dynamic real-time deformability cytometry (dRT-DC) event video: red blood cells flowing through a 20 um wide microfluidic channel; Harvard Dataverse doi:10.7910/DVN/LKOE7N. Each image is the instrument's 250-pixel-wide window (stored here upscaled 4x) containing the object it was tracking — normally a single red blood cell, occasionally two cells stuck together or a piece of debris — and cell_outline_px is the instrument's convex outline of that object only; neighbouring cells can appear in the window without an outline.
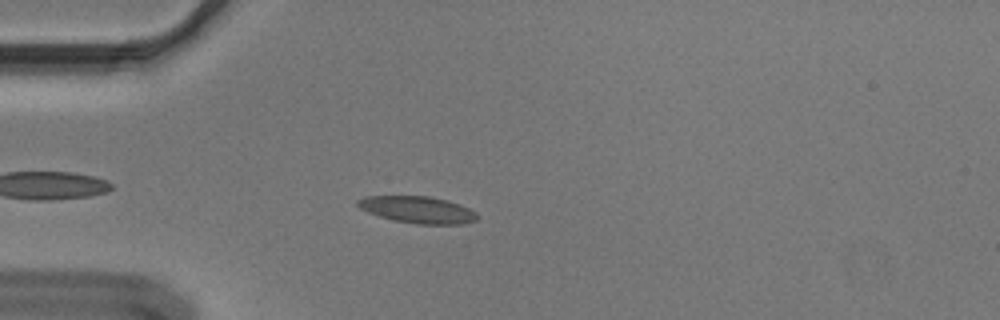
{"species": "Egyptian fruit bat (a non-hibernating species)", "species_latin": "Rousettus aegyptiacus", "temperature_condition": "cold", "stored_images_in_passage": 39, "camera_frame_rate_fps": 3000, "um_per_image_px": 0.085, "animal": {"sex": "male"}, "frame": {"image": 1, "passage_image": 6, "time_ms": 1.667, "image_size_px": [1000, 320], "cell_outline_px": [[480, 216], [476, 220], [464, 224], [416, 224], [392, 220], [368, 212], [360, 208], [356, 204], [356, 200], [364, 196], [428, 196], [448, 200], [460, 204], [476, 212]], "centroid_in_image_um": [35.51, 17.82], "position_along_channel_um": 49.5, "area_um2": 18.84}}
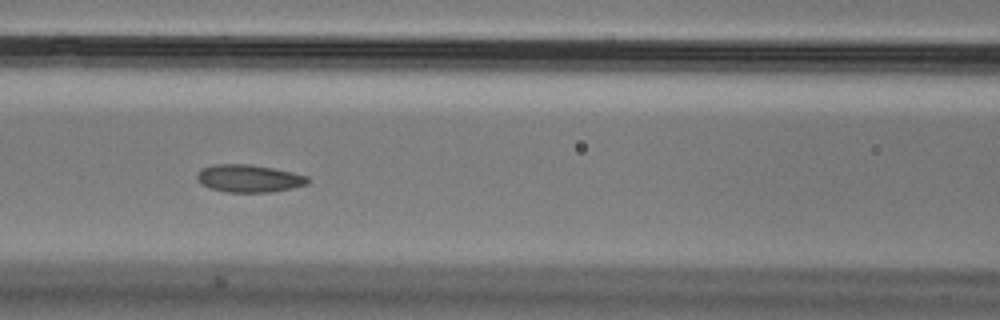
{"frame": {"image": 2, "passage_image": 15, "time_ms": 4.667, "image_size_px": [1000, 320], "cell_outline_px": [[312, 180], [308, 184], [292, 188], [272, 192], [224, 192], [200, 184], [196, 176], [196, 172], [200, 168], [212, 164], [252, 164], [292, 172], [308, 176]], "centroid_in_image_um": [21.15, 15.16], "position_along_channel_um": 145.4, "area_um2": 18.09}}
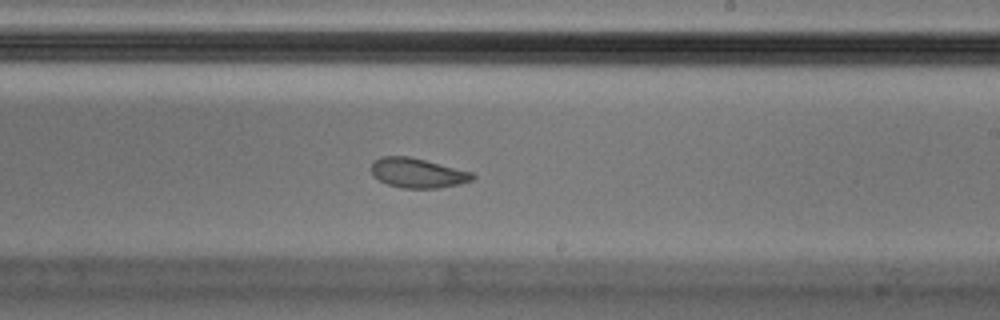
{"frame": {"image": 3, "passage_image": 24, "time_ms": 7.667, "image_size_px": [1000, 320], "cell_outline_px": [[476, 176], [472, 180], [460, 184], [440, 188], [400, 188], [388, 184], [372, 176], [372, 160], [380, 156], [408, 156], [472, 172]], "centroid_in_image_um": [35.47, 14.7], "position_along_channel_um": 253.5, "area_um2": 17.51}, "authors_computed_cell_mechanics": {"area_um2": 18.1492, "velocity_mm_per_s": 3.6093, "shape_relaxation_time_tau1_ms": null, "shape_relaxation_time_tau2_ms": 2.1767, "deformation_change_tau1": null, "deformation_change_tau2": 0.0687}}